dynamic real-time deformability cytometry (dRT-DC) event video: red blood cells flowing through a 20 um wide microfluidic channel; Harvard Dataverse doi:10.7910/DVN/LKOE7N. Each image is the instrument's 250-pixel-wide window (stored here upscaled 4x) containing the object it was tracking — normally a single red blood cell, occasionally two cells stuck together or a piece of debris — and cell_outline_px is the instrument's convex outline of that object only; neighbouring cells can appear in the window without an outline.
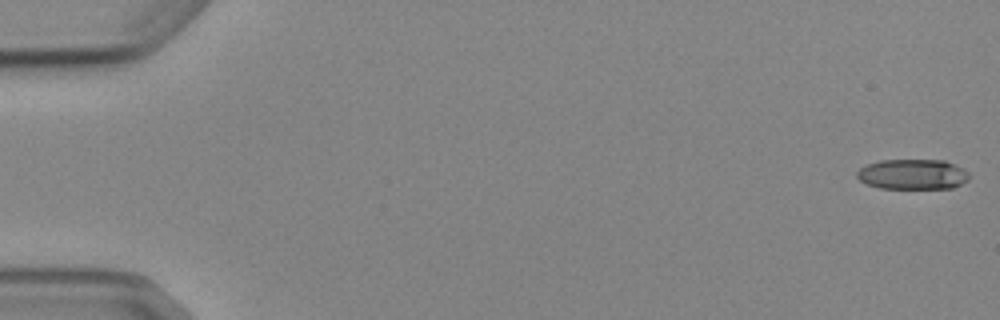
{"species": "Egyptian fruit bat (a non-hibernating species)", "species_latin": "Rousettus aegyptiacus", "temperature_condition": "cold", "stored_images_in_passage": 6, "camera_frame_rate_fps": 3000, "um_per_image_px": 0.085, "animal": {"sex": "female"}, "frame": {"image": 1, "passage_image": 1, "time_ms": 0.0, "image_size_px": [1000, 320], "cell_outline_px": [[968, 180], [952, 188], [880, 188], [868, 184], [860, 180], [856, 176], [856, 172], [860, 168], [868, 164], [880, 160], [944, 160], [964, 168], [968, 172]], "centroid_in_image_um": [77.58, 14.81], "position_along_channel_um": 7.4, "area_um2": 19.71}}
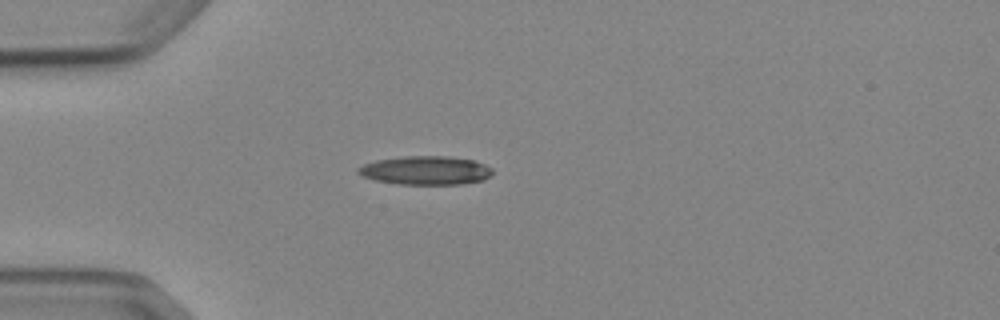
{"frame": {"image": 2, "passage_image": 5, "time_ms": 4.667, "image_size_px": [1000, 320], "cell_outline_px": [[492, 176], [484, 180], [460, 184], [396, 184], [376, 180], [364, 176], [356, 172], [356, 168], [364, 164], [376, 160], [404, 156], [448, 156], [476, 160], [492, 168]], "centroid_in_image_um": [36.21, 14.48], "position_along_channel_um": 48.8, "area_um2": 22.6}}